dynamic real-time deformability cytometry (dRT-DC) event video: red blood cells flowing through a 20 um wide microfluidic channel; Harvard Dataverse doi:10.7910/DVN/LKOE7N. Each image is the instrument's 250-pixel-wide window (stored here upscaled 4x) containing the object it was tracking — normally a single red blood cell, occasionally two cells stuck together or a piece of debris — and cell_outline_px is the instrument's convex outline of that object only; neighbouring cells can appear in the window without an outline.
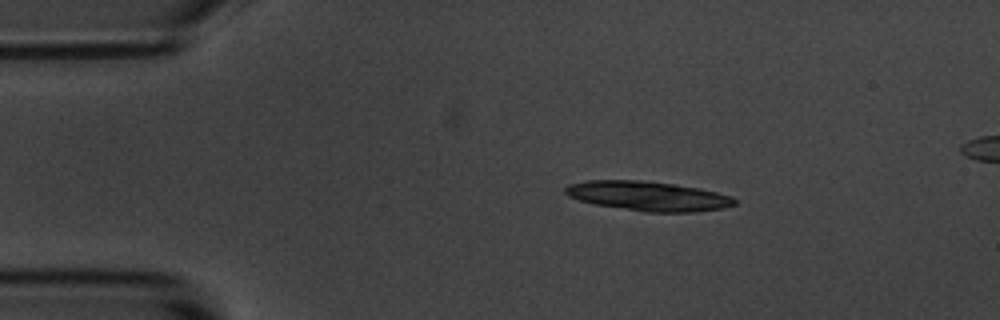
{"species": "common noctule bat (a hibernating species)", "species_latin": "Nyctalus noctula", "temperature_condition": "room temperature", "stored_images_in_passage": 13, "camera_frame_rate_fps": 3000, "um_per_image_px": 0.085, "animal": {"sex": "male", "body_mass_g": 20.1, "forearm_length_mm": 53.5}, "frame": {"image": 1, "passage_image": 1, "time_ms": 0.0, "image_size_px": [1000, 320], "cell_outline_px": [[736, 204], [720, 208], [692, 212], [648, 212], [596, 204], [580, 200], [568, 196], [564, 192], [564, 188], [568, 184], [584, 180], [640, 180], [672, 184], [696, 188], [716, 192], [732, 196], [736, 200]], "centroid_in_image_um": [55.04, 16.65], "position_along_channel_um": 30.0, "area_um2": 28.78}}
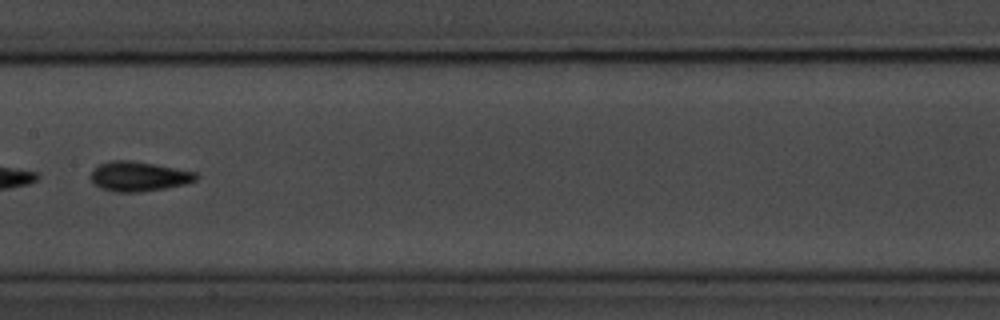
{"frame": {"image": 2, "passage_image": 6, "time_ms": 6.0, "image_size_px": [1000, 320], "cell_outline_px": [[196, 180], [184, 184], [164, 188], [140, 192], [116, 192], [100, 188], [88, 176], [100, 164], [112, 160], [132, 160], [196, 172]], "centroid_in_image_um": [11.76, 14.99], "position_along_channel_um": 195.6, "area_um2": 17.98}, "authors_computed_cell_mechanics": {"area_um2": 17.9758, "velocity_mm_per_s": 3.6561, "shape_relaxation_time_tau1_ms": 1.5895, "shape_relaxation_time_tau2_ms": null, "deformation_change_tau1": 0.0877, "deformation_change_tau2": null}}